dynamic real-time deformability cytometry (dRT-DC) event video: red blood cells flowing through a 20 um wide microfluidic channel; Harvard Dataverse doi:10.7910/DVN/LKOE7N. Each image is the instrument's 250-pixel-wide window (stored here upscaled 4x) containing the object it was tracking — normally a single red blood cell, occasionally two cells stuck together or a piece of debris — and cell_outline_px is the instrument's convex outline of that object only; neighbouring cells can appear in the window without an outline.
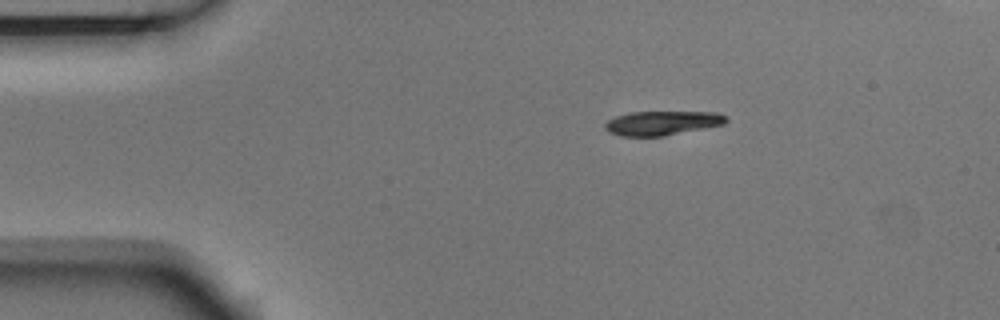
{"species": "Egyptian fruit bat (a non-hibernating species)", "species_latin": "Rousettus aegyptiacus", "temperature_condition": "room temperature", "stored_images_in_passage": 3, "camera_frame_rate_fps": 3000, "um_per_image_px": 0.085, "animal": {"sex": "male"}, "frame": {"image": 1, "passage_image": 3, "time_ms": 0.667, "image_size_px": [1000, 320], "cell_outline_px": [[728, 120], [724, 124], [664, 136], [620, 136], [608, 132], [604, 128], [604, 124], [608, 120], [616, 116], [628, 112], [716, 112], [728, 116]], "centroid_in_image_um": [56.27, 10.45], "position_along_channel_um": 28.7, "area_um2": 17.17}}